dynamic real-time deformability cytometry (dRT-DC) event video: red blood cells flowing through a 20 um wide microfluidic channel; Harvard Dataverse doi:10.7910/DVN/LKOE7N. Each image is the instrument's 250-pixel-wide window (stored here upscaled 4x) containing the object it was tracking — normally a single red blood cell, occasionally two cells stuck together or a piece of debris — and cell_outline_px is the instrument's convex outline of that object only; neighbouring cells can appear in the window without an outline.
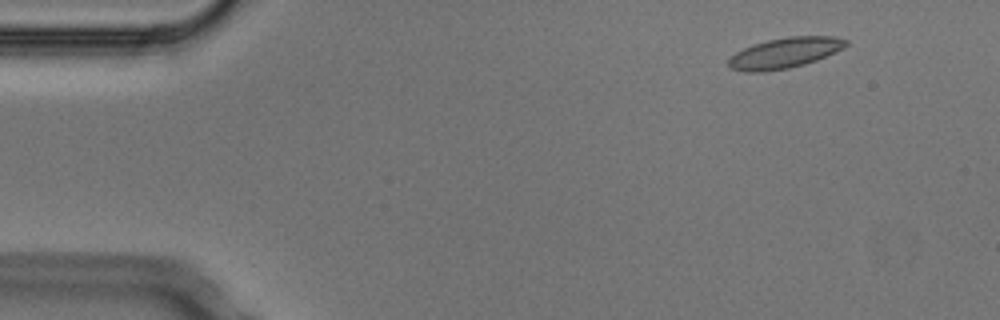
{"species": "Egyptian fruit bat (a non-hibernating species)", "species_latin": "Rousettus aegyptiacus", "temperature_condition": "cold", "stored_images_in_passage": 8, "camera_frame_rate_fps": 3000, "um_per_image_px": 0.085, "animal": {"sex": "male"}, "frame": {"image": 1, "passage_image": 2, "time_ms": 0.333, "image_size_px": [1000, 320], "cell_outline_px": [[848, 44], [844, 48], [836, 52], [816, 60], [804, 64], [788, 68], [764, 72], [744, 72], [728, 68], [728, 60], [736, 52], [752, 44], [768, 40], [788, 36], [836, 36], [848, 40]], "centroid_in_image_um": [66.7, 4.5], "position_along_channel_um": 18.3, "area_um2": 21.04}}
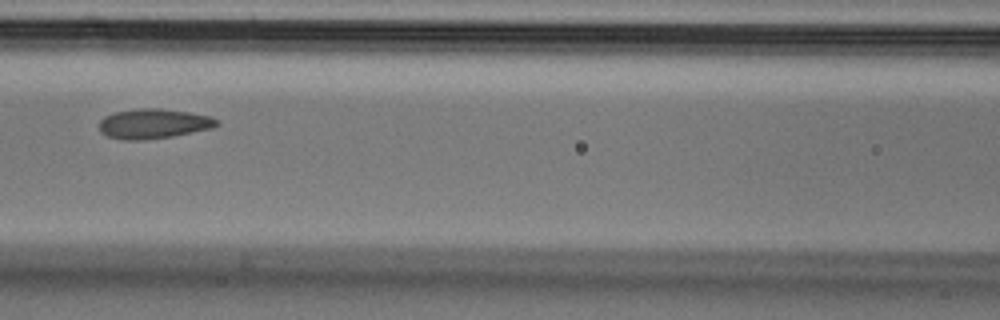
{"frame": {"image": 2, "passage_image": 7, "time_ms": 2.0, "image_size_px": [1000, 320], "cell_outline_px": [[220, 124], [212, 128], [172, 136], [144, 140], [124, 140], [108, 136], [100, 132], [100, 120], [104, 116], [116, 112], [140, 108], [160, 108], [188, 112], [212, 116], [220, 120]], "centroid_in_image_um": [13.08, 10.51], "position_along_channel_um": 153.5, "area_um2": 20.46}}
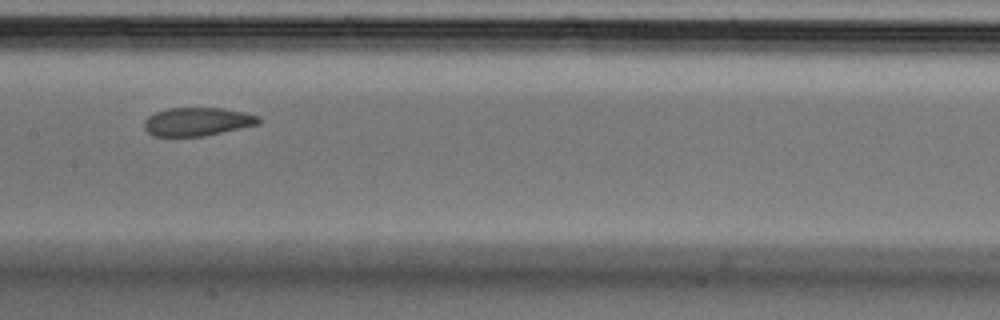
{"frame": {"image": 3, "passage_image": 8, "time_ms": 2.333, "image_size_px": [1000, 320], "cell_outline_px": [[260, 120], [256, 124], [204, 136], [152, 136], [144, 128], [144, 120], [148, 116], [156, 112], [168, 108], [224, 108], [244, 112], [260, 116]], "centroid_in_image_um": [16.73, 10.33], "position_along_channel_um": 190.7, "area_um2": 18.79}}